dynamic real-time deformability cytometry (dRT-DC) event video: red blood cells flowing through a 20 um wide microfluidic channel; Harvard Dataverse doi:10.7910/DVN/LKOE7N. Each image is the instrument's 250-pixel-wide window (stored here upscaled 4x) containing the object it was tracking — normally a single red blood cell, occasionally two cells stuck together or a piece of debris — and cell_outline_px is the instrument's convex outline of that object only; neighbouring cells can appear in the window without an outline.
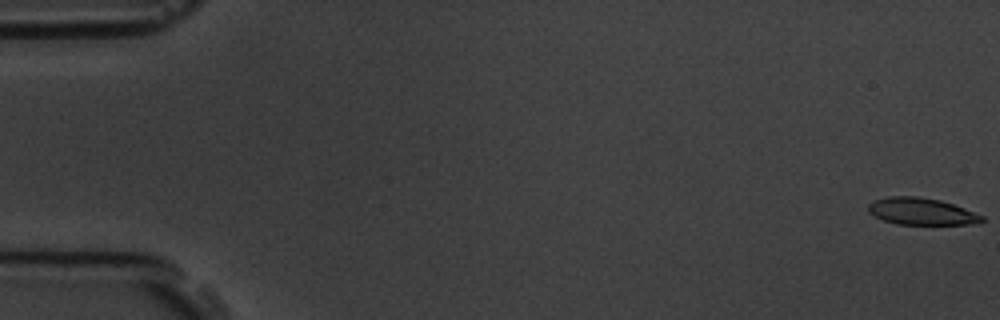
{"species": "common noctule bat (a hibernating species)", "species_latin": "Nyctalus noctula", "temperature_condition": "room temperature", "stored_images_in_passage": 9, "camera_frame_rate_fps": 3000, "um_per_image_px": 0.085, "animal": {"sex": "male", "body_mass_g": 19.5, "forearm_length_mm": 54.6}, "frame": {"image": 1, "passage_image": 1, "time_ms": 0.0, "image_size_px": [1000, 320], "cell_outline_px": [[984, 220], [980, 224], [896, 224], [884, 220], [868, 212], [868, 204], [872, 200], [888, 196], [916, 196], [940, 200], [964, 208], [984, 216]], "centroid_in_image_um": [78.32, 17.97], "position_along_channel_um": 6.7, "area_um2": 17.86}}
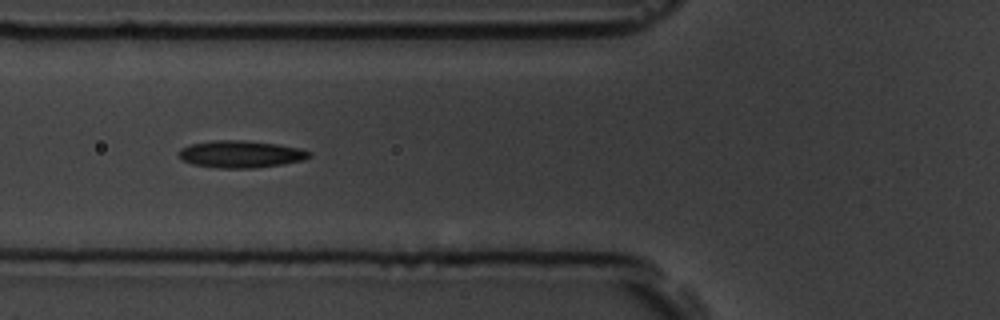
{"frame": {"image": 2, "passage_image": 7, "time_ms": 6.667, "image_size_px": [1000, 320], "cell_outline_px": [[312, 156], [304, 160], [256, 168], [216, 168], [192, 164], [180, 160], [176, 152], [180, 148], [188, 144], [212, 140], [244, 140], [276, 144], [300, 148], [312, 152]], "centroid_in_image_um": [20.4, 13.1], "position_along_channel_um": 105.4, "area_um2": 20.98}}
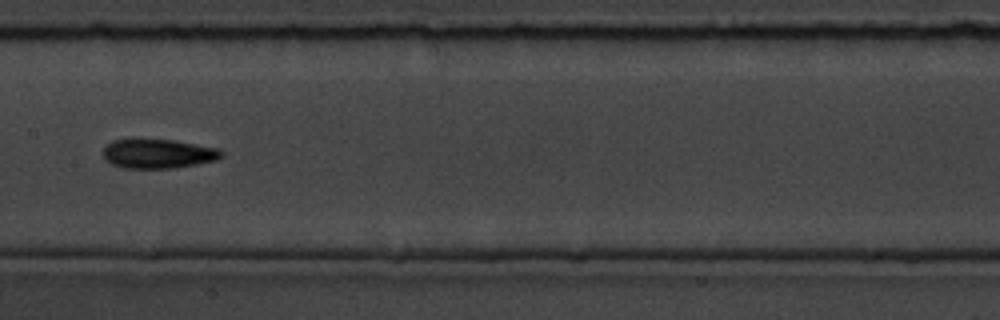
{"frame": {"image": 3, "passage_image": 9, "time_ms": 9.0, "image_size_px": [1000, 320], "cell_outline_px": [[224, 156], [216, 160], [196, 164], [172, 168], [124, 168], [112, 164], [104, 160], [104, 148], [112, 140], [172, 140], [220, 148], [224, 152]], "centroid_in_image_um": [13.48, 13.07], "position_along_channel_um": 193.9, "area_um2": 20.06}}